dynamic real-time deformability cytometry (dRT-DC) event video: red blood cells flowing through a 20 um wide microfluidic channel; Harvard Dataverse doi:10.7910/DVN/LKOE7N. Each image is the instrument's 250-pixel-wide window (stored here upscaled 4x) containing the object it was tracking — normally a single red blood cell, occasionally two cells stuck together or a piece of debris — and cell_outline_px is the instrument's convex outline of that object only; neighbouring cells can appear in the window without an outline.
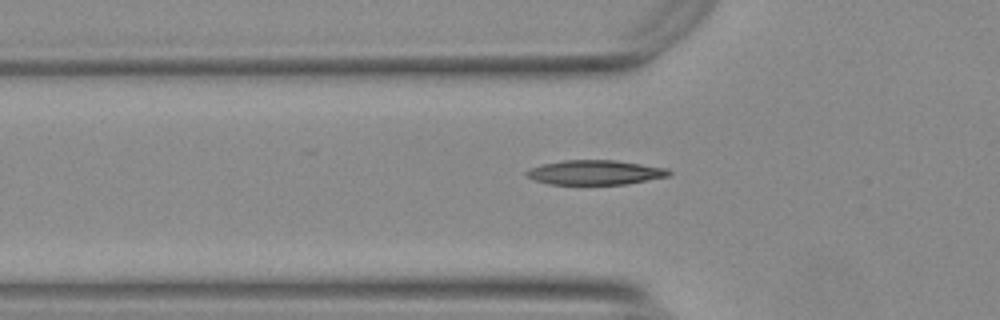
{"species": "Egyptian fruit bat (a non-hibernating species)", "species_latin": "Rousettus aegyptiacus", "temperature_condition": "warm", "stored_images_in_passage": 29, "camera_frame_rate_fps": 3000, "um_per_image_px": 0.085, "animal": {"sex": "female"}, "frame": {"image": 1, "passage_image": 2, "time_ms": 0.333, "image_size_px": [1000, 320], "cell_outline_px": [[672, 172], [668, 176], [628, 184], [548, 184], [524, 176], [524, 172], [528, 168], [544, 164], [564, 160], [616, 160], [668, 168]], "centroid_in_image_um": [50.57, 14.65], "position_along_channel_um": 75.2, "area_um2": 20.46}}
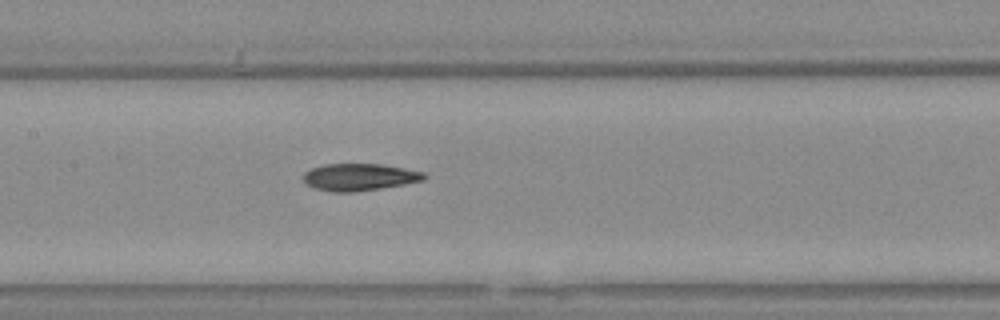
{"frame": {"image": 2, "passage_image": 10, "time_ms": 3.0, "image_size_px": [1000, 320], "cell_outline_px": [[428, 176], [424, 180], [404, 184], [380, 188], [352, 192], [332, 192], [316, 188], [308, 184], [304, 180], [304, 172], [312, 168], [324, 164], [384, 164], [424, 172]], "centroid_in_image_um": [30.58, 15.04], "position_along_channel_um": 176.8, "area_um2": 18.96}}
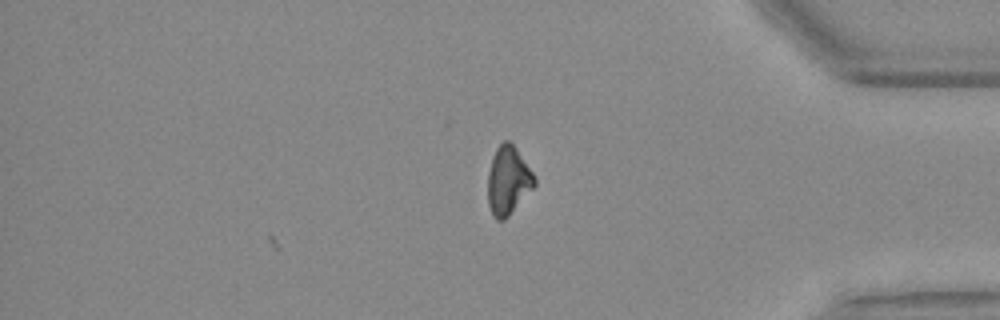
{"frame": {"image": 3, "passage_image": 29, "time_ms": 9.333, "image_size_px": [1000, 320], "cell_outline_px": [[536, 184], [508, 216], [504, 220], [496, 220], [492, 216], [488, 204], [488, 172], [492, 156], [496, 148], [504, 140], [508, 140], [516, 148], [532, 172], [536, 180]], "centroid_in_image_um": [43.16, 15.35], "position_along_channel_um": 392.0, "area_um2": 18.44}, "authors_computed_cell_mechanics": {"area_um2": 19.1318, "velocity_mm_per_s": 3.7794, "shape_relaxation_time_tau1_ms": 9.5919, "shape_relaxation_time_tau2_ms": 8.6454, "deformation_change_tau1": 0.2378, "deformation_change_tau2": 0.1612}}